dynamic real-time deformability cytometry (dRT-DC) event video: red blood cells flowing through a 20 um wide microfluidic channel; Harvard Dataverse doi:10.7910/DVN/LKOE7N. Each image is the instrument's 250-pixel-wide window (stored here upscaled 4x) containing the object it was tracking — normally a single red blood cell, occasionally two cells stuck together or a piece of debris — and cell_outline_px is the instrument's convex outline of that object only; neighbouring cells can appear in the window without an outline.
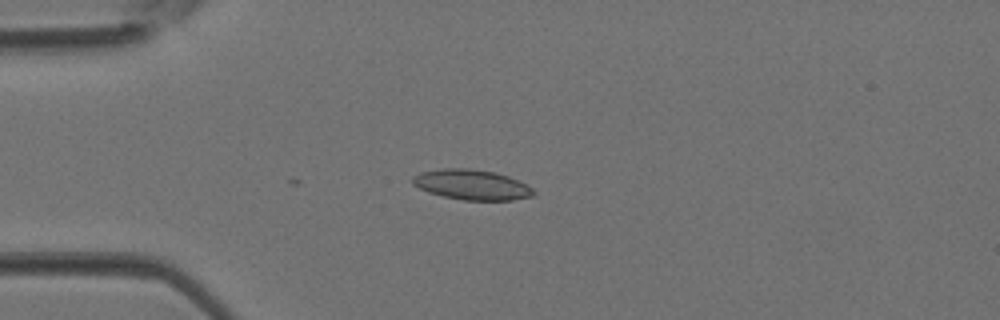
{"species": "Egyptian fruit bat (a non-hibernating species)", "species_latin": "Rousettus aegyptiacus", "temperature_condition": "room temperature", "stored_images_in_passage": 3, "camera_frame_rate_fps": 3000, "um_per_image_px": 0.085, "animal": {"sex": "female"}, "frame": {"image": 1, "passage_image": 2, "time_ms": 0.333, "image_size_px": [1000, 320], "cell_outline_px": [[536, 192], [532, 196], [512, 200], [464, 200], [444, 196], [428, 192], [412, 184], [412, 176], [420, 172], [444, 168], [468, 168], [492, 172], [508, 176], [532, 188]], "centroid_in_image_um": [40.07, 15.7], "position_along_channel_um": 44.9, "area_um2": 21.04}}